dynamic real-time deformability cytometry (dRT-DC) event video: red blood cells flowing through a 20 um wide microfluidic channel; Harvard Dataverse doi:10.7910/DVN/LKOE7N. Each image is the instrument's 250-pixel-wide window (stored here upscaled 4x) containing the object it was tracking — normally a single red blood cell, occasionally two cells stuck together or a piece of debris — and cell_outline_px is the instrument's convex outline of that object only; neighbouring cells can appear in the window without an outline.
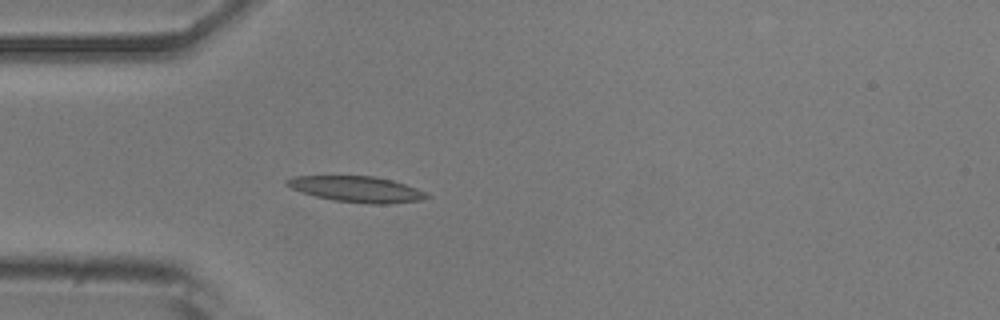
{"species": "common noctule bat (a hibernating species)", "species_latin": "Nyctalus noctula", "temperature_condition": "room temperature", "stored_images_in_passage": 5, "camera_frame_rate_fps": 3000, "um_per_image_px": 0.085, "animal": {"sex": "male", "body_mass_g": 20.5, "forearm_length_mm": 52.5}, "frame": {"image": 1, "passage_image": 5, "time_ms": 1.333, "image_size_px": [1000, 320], "cell_outline_px": [[432, 196], [420, 200], [388, 204], [368, 204], [332, 200], [300, 192], [284, 184], [284, 180], [296, 176], [372, 176], [392, 180], [416, 188]], "centroid_in_image_um": [30.3, 16.08], "position_along_channel_um": 54.7, "area_um2": 21.04}}